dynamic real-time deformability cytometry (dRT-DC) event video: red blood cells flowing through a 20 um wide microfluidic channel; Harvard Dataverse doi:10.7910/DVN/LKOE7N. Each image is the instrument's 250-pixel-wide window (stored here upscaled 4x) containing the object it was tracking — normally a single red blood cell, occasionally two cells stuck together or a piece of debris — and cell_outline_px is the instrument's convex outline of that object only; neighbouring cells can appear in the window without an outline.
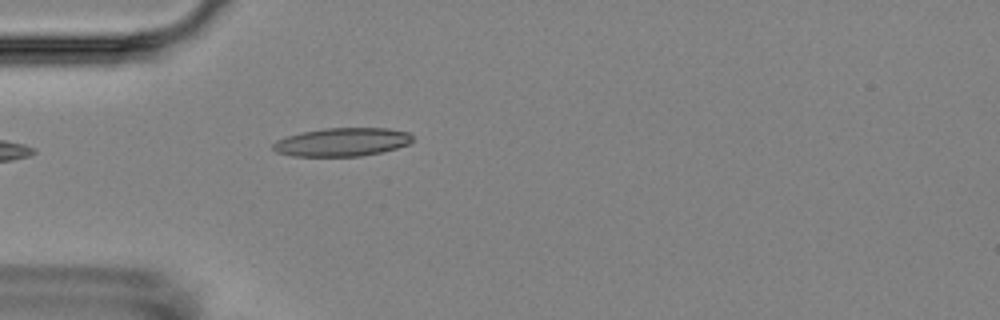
{"species": "Egyptian fruit bat (a non-hibernating species)", "species_latin": "Rousettus aegyptiacus", "temperature_condition": "room temperature", "stored_images_in_passage": 4, "camera_frame_rate_fps": 3000, "um_per_image_px": 0.085, "animal": {"sex": "female"}, "frame": {"image": 1, "passage_image": 4, "time_ms": 3.333, "image_size_px": [1000, 320], "cell_outline_px": [[412, 140], [408, 144], [396, 148], [380, 152], [360, 156], [292, 156], [276, 152], [272, 148], [272, 144], [276, 140], [300, 132], [324, 128], [388, 128], [408, 132], [412, 136]], "centroid_in_image_um": [29.04, 12.07], "position_along_channel_um": 56.0, "area_um2": 23.06}}